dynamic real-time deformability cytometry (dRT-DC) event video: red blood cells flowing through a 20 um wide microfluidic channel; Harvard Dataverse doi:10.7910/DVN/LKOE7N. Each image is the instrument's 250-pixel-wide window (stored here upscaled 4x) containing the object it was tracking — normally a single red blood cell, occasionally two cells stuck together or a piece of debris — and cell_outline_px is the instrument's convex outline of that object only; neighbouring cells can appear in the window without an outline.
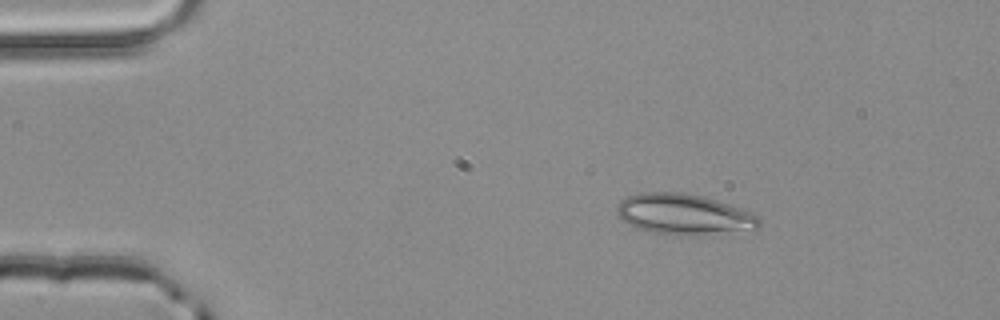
{"species": "common noctule bat (a hibernating species)", "species_latin": "Nyctalus noctula", "temperature_condition": "room temperature", "stored_images_in_passage": 3, "camera_frame_rate_fps": 3000, "um_per_image_px": 0.085, "animal": {"sex": "male", "body_mass_g": 20.4}, "frame": {"image": 1, "passage_image": 1, "time_ms": 0.0, "image_size_px": [1000, 320], "cell_outline_px": [[760, 228], [704, 232], [656, 232], [636, 228], [620, 220], [616, 212], [616, 204], [620, 200], [628, 196], [640, 192], [680, 192], [704, 196], [752, 212], [760, 216]], "centroid_in_image_um": [58.04, 18.14], "position_along_channel_um": 27.0, "area_um2": 32.54}}